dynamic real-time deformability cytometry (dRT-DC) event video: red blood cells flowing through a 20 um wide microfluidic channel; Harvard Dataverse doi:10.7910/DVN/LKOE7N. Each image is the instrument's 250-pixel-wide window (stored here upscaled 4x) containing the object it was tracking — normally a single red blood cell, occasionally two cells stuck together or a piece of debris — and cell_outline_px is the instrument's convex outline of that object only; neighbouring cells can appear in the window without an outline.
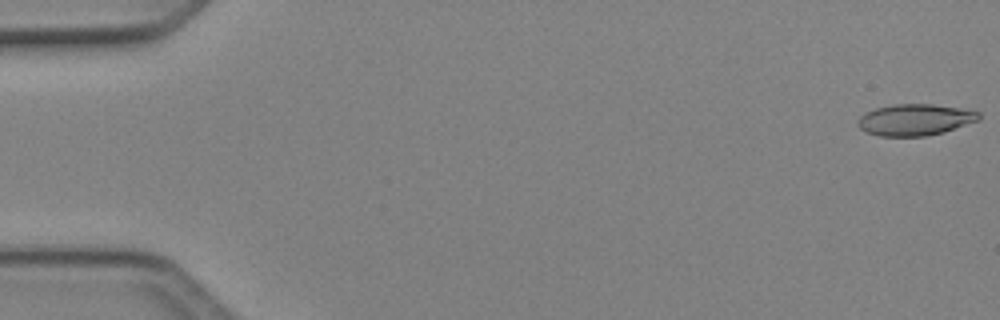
{"species": "Egyptian fruit bat (a non-hibernating species)", "species_latin": "Rousettus aegyptiacus", "temperature_condition": "cold", "stored_images_in_passage": 4, "camera_frame_rate_fps": 3000, "um_per_image_px": 0.085, "animal": {"sex": "female"}, "frame": {"image": 1, "passage_image": 1, "time_ms": 0.0, "image_size_px": [1000, 320], "cell_outline_px": [[980, 120], [944, 132], [924, 136], [880, 136], [868, 132], [860, 128], [856, 124], [856, 120], [864, 112], [876, 108], [896, 104], [932, 104], [960, 108], [980, 112]], "centroid_in_image_um": [77.77, 10.17], "position_along_channel_um": 7.2, "area_um2": 22.2}}
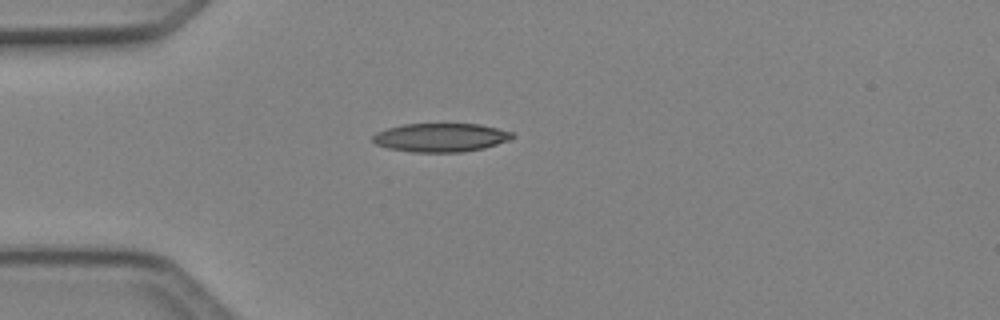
{"frame": {"image": 2, "passage_image": 4, "time_ms": 1.0, "image_size_px": [1000, 320], "cell_outline_px": [[516, 136], [508, 140], [484, 148], [460, 152], [412, 152], [388, 148], [376, 144], [372, 140], [372, 136], [376, 132], [388, 128], [404, 124], [480, 124], [512, 132]], "centroid_in_image_um": [37.45, 11.69], "position_along_channel_um": 47.6, "area_um2": 23.18}}